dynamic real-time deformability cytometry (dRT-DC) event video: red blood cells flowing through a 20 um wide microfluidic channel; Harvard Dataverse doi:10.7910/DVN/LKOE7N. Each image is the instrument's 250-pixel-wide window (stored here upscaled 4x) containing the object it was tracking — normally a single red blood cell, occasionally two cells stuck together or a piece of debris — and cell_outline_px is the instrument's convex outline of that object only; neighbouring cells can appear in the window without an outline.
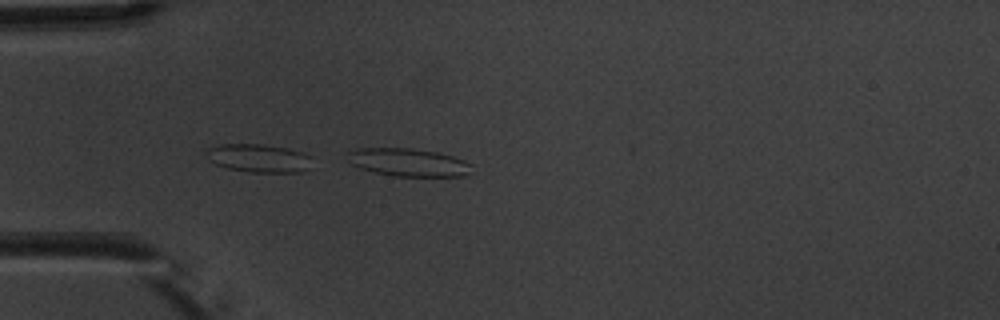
{"species": "common noctule bat (a hibernating species)", "species_latin": "Nyctalus noctula", "temperature_condition": "warm", "stored_images_in_passage": 5, "camera_frame_rate_fps": 3000, "um_per_image_px": 0.085, "animal": {"sex": "male", "body_mass_g": 20.1, "forearm_length_mm": 53.5}, "frame": {"image": 1, "passage_image": 5, "time_ms": 4.333, "image_size_px": [1000, 320], "cell_outline_px": [[472, 164], [468, 176], [392, 176], [360, 168], [352, 164], [348, 160], [348, 152], [356, 148], [412, 148], [436, 152], [452, 156], [464, 160]], "centroid_in_image_um": [34.72, 13.8], "position_along_channel_um": 50.3, "area_um2": 20.17}}